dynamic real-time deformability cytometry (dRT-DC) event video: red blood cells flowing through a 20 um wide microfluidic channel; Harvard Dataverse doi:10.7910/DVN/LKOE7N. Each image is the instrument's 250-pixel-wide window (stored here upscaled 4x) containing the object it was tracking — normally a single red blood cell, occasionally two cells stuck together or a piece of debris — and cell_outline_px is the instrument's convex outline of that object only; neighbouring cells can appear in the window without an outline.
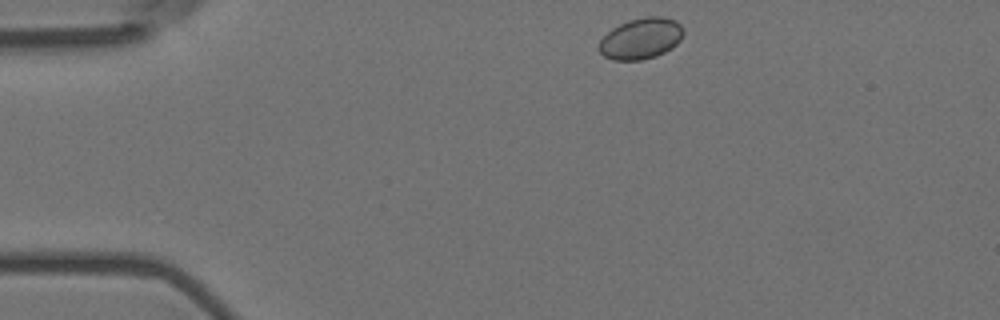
{"species": "Egyptian fruit bat (a non-hibernating species)", "species_latin": "Rousettus aegyptiacus", "temperature_condition": "room temperature", "stored_images_in_passage": 3, "camera_frame_rate_fps": 3000, "um_per_image_px": 0.085, "animal": {"sex": "female"}, "frame": {"image": 1, "passage_image": 1, "time_ms": 0.0, "image_size_px": [1000, 320], "cell_outline_px": [[684, 32], [680, 40], [672, 48], [656, 56], [640, 60], [612, 60], [604, 56], [596, 48], [600, 40], [612, 28], [628, 20], [644, 16], [660, 16], [676, 20], [684, 28]], "centroid_in_image_um": [54.47, 3.27], "position_along_channel_um": 30.5, "area_um2": 20.4}}
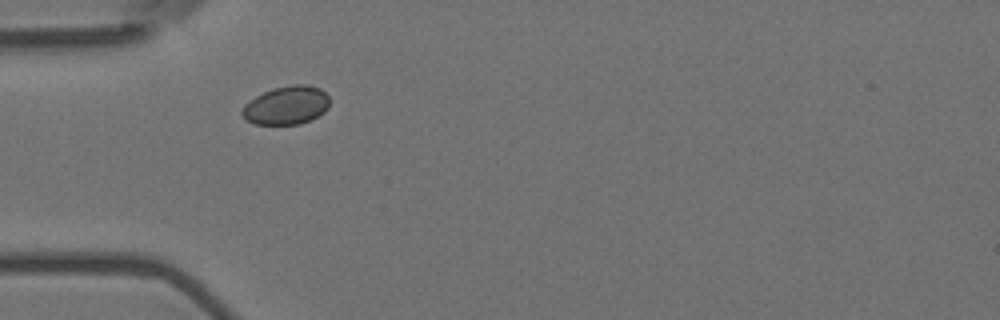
{"frame": {"image": 2, "passage_image": 3, "time_ms": 0.667, "image_size_px": [1000, 320], "cell_outline_px": [[328, 108], [324, 112], [312, 120], [300, 124], [256, 124], [244, 120], [240, 112], [244, 104], [256, 96], [272, 88], [292, 84], [304, 84], [320, 88], [328, 96]], "centroid_in_image_um": [24.32, 8.96], "position_along_channel_um": 60.7, "area_um2": 19.77}}